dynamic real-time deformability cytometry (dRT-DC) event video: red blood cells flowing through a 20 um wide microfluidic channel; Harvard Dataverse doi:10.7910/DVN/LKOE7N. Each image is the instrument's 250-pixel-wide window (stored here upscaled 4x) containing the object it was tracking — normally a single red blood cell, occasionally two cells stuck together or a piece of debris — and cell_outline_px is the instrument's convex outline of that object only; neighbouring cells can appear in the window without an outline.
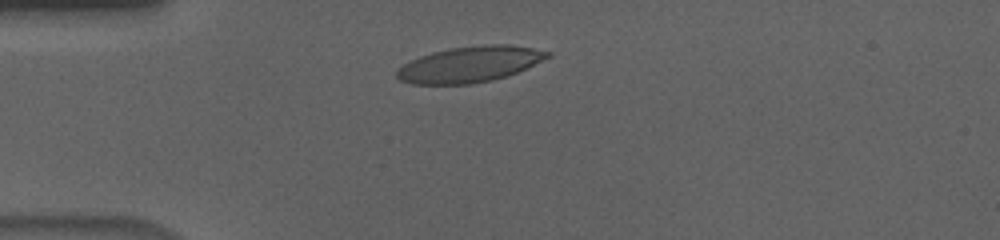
{"species": "human", "species_latin": "Homo sapiens", "temperature_condition": "cold", "stored_images_in_passage": 48, "camera_frame_rate_fps": 3000, "um_per_image_px": 0.085, "donor": {"sex": "male"}, "frame": {"image": 1, "passage_image": 7, "time_ms": 2.0, "image_size_px": [1000, 240], "cell_outline_px": [[552, 56], [508, 76], [492, 80], [472, 84], [412, 84], [400, 80], [396, 76], [396, 68], [420, 56], [432, 52], [448, 48], [484, 44], [508, 44], [532, 48], [552, 52]], "centroid_in_image_um": [39.93, 5.46], "position_along_channel_um": 45.1, "area_um2": 31.62}}
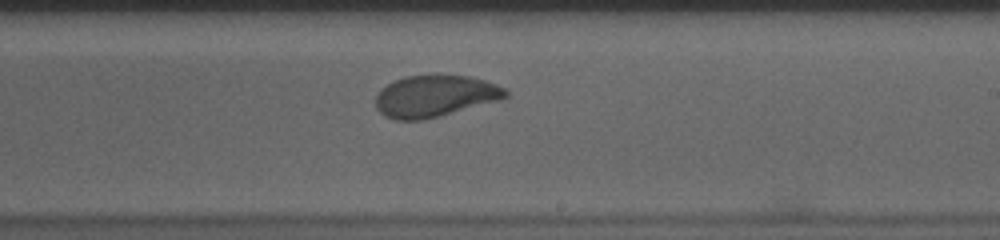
{"frame": {"image": 2, "passage_image": 26, "time_ms": 8.333, "image_size_px": [1000, 240], "cell_outline_px": [[508, 96], [504, 100], [424, 120], [396, 120], [384, 116], [376, 108], [376, 96], [388, 84], [396, 80], [408, 76], [436, 72], [468, 76], [484, 80], [496, 84], [504, 88], [508, 92]], "centroid_in_image_um": [37.03, 8.15], "position_along_channel_um": 252.0, "area_um2": 32.31}}
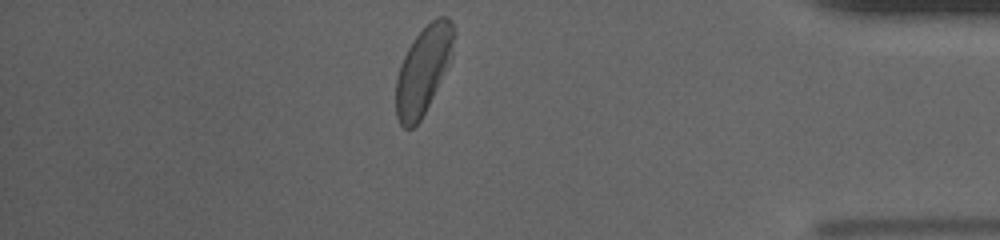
{"frame": {"image": 3, "passage_image": 41, "time_ms": 13.333, "image_size_px": [1000, 240], "cell_outline_px": [[456, 32], [452, 56], [420, 120], [412, 128], [404, 128], [400, 124], [396, 116], [396, 76], [400, 64], [408, 48], [416, 36], [436, 16], [448, 16]], "centroid_in_image_um": [35.97, 5.92], "position_along_channel_um": 399.2, "area_um2": 29.07}, "authors_computed_cell_mechanics": {"area_um2": 31.0964, "velocity_mm_per_s": 3.6234, "shape_relaxation_time_tau1_ms": 3.3151, "shape_relaxation_time_tau2_ms": null, "deformation_change_tau1": 0.1531, "deformation_change_tau2": null}}